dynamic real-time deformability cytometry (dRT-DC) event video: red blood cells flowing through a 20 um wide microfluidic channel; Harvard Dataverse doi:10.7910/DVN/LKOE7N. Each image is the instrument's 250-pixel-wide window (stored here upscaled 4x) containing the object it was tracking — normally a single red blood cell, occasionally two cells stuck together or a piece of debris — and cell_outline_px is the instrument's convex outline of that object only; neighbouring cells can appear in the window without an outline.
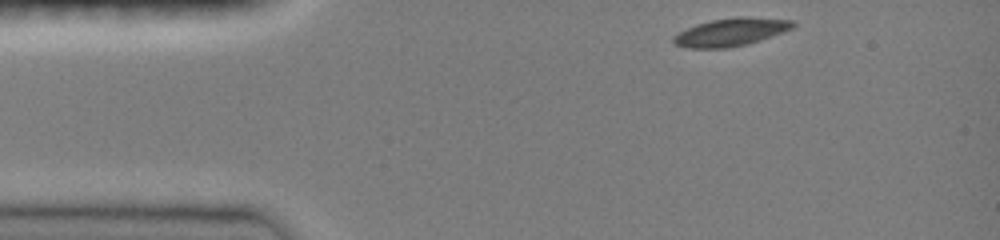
{"species": "common noctule bat (a hibernating species)", "species_latin": "Nyctalus noctula", "temperature_condition": "room temperature", "stored_images_in_passage": 3, "camera_frame_rate_fps": 3000, "um_per_image_px": 0.085, "animal": {"sex": "female", "body_mass_g": 19.0, "forearm_length_mm": 51.5}, "frame": {"image": 1, "passage_image": 1, "time_ms": 0.0, "image_size_px": [1000, 240], "cell_outline_px": [[796, 24], [792, 28], [784, 32], [748, 44], [728, 48], [688, 48], [676, 44], [672, 40], [672, 36], [696, 24], [712, 20], [740, 16], [744, 16], [792, 20]], "centroid_in_image_um": [62.14, 2.73], "position_along_channel_um": 22.9, "area_um2": 19.36}}
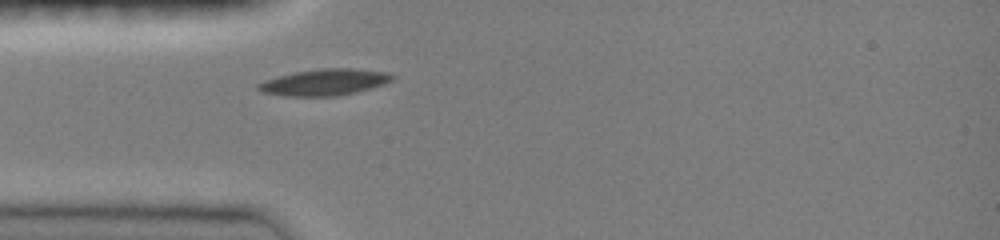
{"frame": {"image": 2, "passage_image": 3, "time_ms": 2.333, "image_size_px": [1000, 240], "cell_outline_px": [[396, 76], [392, 80], [384, 84], [356, 92], [336, 96], [288, 96], [264, 92], [256, 88], [256, 84], [264, 80], [296, 72], [320, 68], [352, 68], [388, 72]], "centroid_in_image_um": [27.61, 6.98], "position_along_channel_um": 57.4, "area_um2": 20.52}}